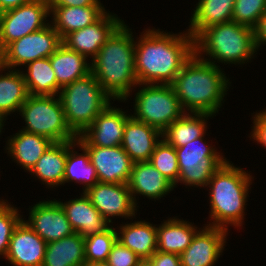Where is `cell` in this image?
<instances>
[{
	"instance_id": "6da1fadb",
	"label": "cell",
	"mask_w": 266,
	"mask_h": 266,
	"mask_svg": "<svg viewBox=\"0 0 266 266\" xmlns=\"http://www.w3.org/2000/svg\"><path fill=\"white\" fill-rule=\"evenodd\" d=\"M154 30H145L135 42V75L139 85H171L195 53L194 38Z\"/></svg>"
},
{
	"instance_id": "7a4b0ae2",
	"label": "cell",
	"mask_w": 266,
	"mask_h": 266,
	"mask_svg": "<svg viewBox=\"0 0 266 266\" xmlns=\"http://www.w3.org/2000/svg\"><path fill=\"white\" fill-rule=\"evenodd\" d=\"M201 56L194 53L171 85L184 111L214 115L222 105L230 82L220 66L206 62Z\"/></svg>"
},
{
	"instance_id": "3957f363",
	"label": "cell",
	"mask_w": 266,
	"mask_h": 266,
	"mask_svg": "<svg viewBox=\"0 0 266 266\" xmlns=\"http://www.w3.org/2000/svg\"><path fill=\"white\" fill-rule=\"evenodd\" d=\"M122 24L91 60V72L113 100L125 101L138 85L135 75V42L132 32Z\"/></svg>"
},
{
	"instance_id": "277c9868",
	"label": "cell",
	"mask_w": 266,
	"mask_h": 266,
	"mask_svg": "<svg viewBox=\"0 0 266 266\" xmlns=\"http://www.w3.org/2000/svg\"><path fill=\"white\" fill-rule=\"evenodd\" d=\"M252 175L235 167L228 160L211 176L210 218L208 226L227 229V224L241 226Z\"/></svg>"
},
{
	"instance_id": "5b68a950",
	"label": "cell",
	"mask_w": 266,
	"mask_h": 266,
	"mask_svg": "<svg viewBox=\"0 0 266 266\" xmlns=\"http://www.w3.org/2000/svg\"><path fill=\"white\" fill-rule=\"evenodd\" d=\"M194 50L196 55H209V60L205 61L212 64L216 63L213 59L222 63L243 64L249 62L258 49L254 30L231 21L204 29L194 39Z\"/></svg>"
},
{
	"instance_id": "8992f818",
	"label": "cell",
	"mask_w": 266,
	"mask_h": 266,
	"mask_svg": "<svg viewBox=\"0 0 266 266\" xmlns=\"http://www.w3.org/2000/svg\"><path fill=\"white\" fill-rule=\"evenodd\" d=\"M59 98L68 127L81 135L110 105V96L103 90L93 73L61 88Z\"/></svg>"
},
{
	"instance_id": "52a82bcc",
	"label": "cell",
	"mask_w": 266,
	"mask_h": 266,
	"mask_svg": "<svg viewBox=\"0 0 266 266\" xmlns=\"http://www.w3.org/2000/svg\"><path fill=\"white\" fill-rule=\"evenodd\" d=\"M29 133L44 136L53 142L76 140L77 136L68 127L61 100L54 95H29L20 111Z\"/></svg>"
},
{
	"instance_id": "ba28073f",
	"label": "cell",
	"mask_w": 266,
	"mask_h": 266,
	"mask_svg": "<svg viewBox=\"0 0 266 266\" xmlns=\"http://www.w3.org/2000/svg\"><path fill=\"white\" fill-rule=\"evenodd\" d=\"M144 86L136 93L135 113L131 116L163 132L186 111L183 110L172 85L145 84Z\"/></svg>"
},
{
	"instance_id": "9c48e42d",
	"label": "cell",
	"mask_w": 266,
	"mask_h": 266,
	"mask_svg": "<svg viewBox=\"0 0 266 266\" xmlns=\"http://www.w3.org/2000/svg\"><path fill=\"white\" fill-rule=\"evenodd\" d=\"M204 135L176 149L179 180L185 186L207 187L211 176L226 162L203 140Z\"/></svg>"
},
{
	"instance_id": "30bf717a",
	"label": "cell",
	"mask_w": 266,
	"mask_h": 266,
	"mask_svg": "<svg viewBox=\"0 0 266 266\" xmlns=\"http://www.w3.org/2000/svg\"><path fill=\"white\" fill-rule=\"evenodd\" d=\"M62 44L59 33L49 23L44 28L10 43L0 53V64L12 69L16 66L50 57Z\"/></svg>"
},
{
	"instance_id": "8fae6325",
	"label": "cell",
	"mask_w": 266,
	"mask_h": 266,
	"mask_svg": "<svg viewBox=\"0 0 266 266\" xmlns=\"http://www.w3.org/2000/svg\"><path fill=\"white\" fill-rule=\"evenodd\" d=\"M50 8L47 0H31L14 9L0 14V53L12 42L36 32L45 23Z\"/></svg>"
},
{
	"instance_id": "7c38bea8",
	"label": "cell",
	"mask_w": 266,
	"mask_h": 266,
	"mask_svg": "<svg viewBox=\"0 0 266 266\" xmlns=\"http://www.w3.org/2000/svg\"><path fill=\"white\" fill-rule=\"evenodd\" d=\"M130 117L122 109L111 107L110 104L76 140L81 146H121L124 126Z\"/></svg>"
},
{
	"instance_id": "4fadbf2b",
	"label": "cell",
	"mask_w": 266,
	"mask_h": 266,
	"mask_svg": "<svg viewBox=\"0 0 266 266\" xmlns=\"http://www.w3.org/2000/svg\"><path fill=\"white\" fill-rule=\"evenodd\" d=\"M85 194L109 223H112L110 216H135L137 209L128 184L97 182Z\"/></svg>"
},
{
	"instance_id": "5bb4252c",
	"label": "cell",
	"mask_w": 266,
	"mask_h": 266,
	"mask_svg": "<svg viewBox=\"0 0 266 266\" xmlns=\"http://www.w3.org/2000/svg\"><path fill=\"white\" fill-rule=\"evenodd\" d=\"M123 23L125 22L117 15L105 12L96 22L68 34L62 43L70 50L85 57L90 56L93 60L100 48Z\"/></svg>"
},
{
	"instance_id": "9a60e30c",
	"label": "cell",
	"mask_w": 266,
	"mask_h": 266,
	"mask_svg": "<svg viewBox=\"0 0 266 266\" xmlns=\"http://www.w3.org/2000/svg\"><path fill=\"white\" fill-rule=\"evenodd\" d=\"M89 153L98 181L128 184L134 162L122 146H82Z\"/></svg>"
},
{
	"instance_id": "2e32d148",
	"label": "cell",
	"mask_w": 266,
	"mask_h": 266,
	"mask_svg": "<svg viewBox=\"0 0 266 266\" xmlns=\"http://www.w3.org/2000/svg\"><path fill=\"white\" fill-rule=\"evenodd\" d=\"M29 213V220L25 222L46 243L75 233L57 200L40 201L31 207Z\"/></svg>"
},
{
	"instance_id": "e0dca14e",
	"label": "cell",
	"mask_w": 266,
	"mask_h": 266,
	"mask_svg": "<svg viewBox=\"0 0 266 266\" xmlns=\"http://www.w3.org/2000/svg\"><path fill=\"white\" fill-rule=\"evenodd\" d=\"M227 230L205 226L180 256L182 266H213L224 250Z\"/></svg>"
},
{
	"instance_id": "ac0fdd59",
	"label": "cell",
	"mask_w": 266,
	"mask_h": 266,
	"mask_svg": "<svg viewBox=\"0 0 266 266\" xmlns=\"http://www.w3.org/2000/svg\"><path fill=\"white\" fill-rule=\"evenodd\" d=\"M47 243L22 220L15 228L5 258L14 266H42Z\"/></svg>"
},
{
	"instance_id": "d6986e66",
	"label": "cell",
	"mask_w": 266,
	"mask_h": 266,
	"mask_svg": "<svg viewBox=\"0 0 266 266\" xmlns=\"http://www.w3.org/2000/svg\"><path fill=\"white\" fill-rule=\"evenodd\" d=\"M162 132L155 127L137 121L132 116L126 121L121 146L135 162L149 161Z\"/></svg>"
},
{
	"instance_id": "ffe728a7",
	"label": "cell",
	"mask_w": 266,
	"mask_h": 266,
	"mask_svg": "<svg viewBox=\"0 0 266 266\" xmlns=\"http://www.w3.org/2000/svg\"><path fill=\"white\" fill-rule=\"evenodd\" d=\"M57 202L63 208L73 230L83 238L103 233L110 227V223L92 205L85 192L81 198H75L66 203Z\"/></svg>"
},
{
	"instance_id": "44dd1931",
	"label": "cell",
	"mask_w": 266,
	"mask_h": 266,
	"mask_svg": "<svg viewBox=\"0 0 266 266\" xmlns=\"http://www.w3.org/2000/svg\"><path fill=\"white\" fill-rule=\"evenodd\" d=\"M128 187L137 206L135 194L146 196L149 199H161L175 186L149 161H144L133 164Z\"/></svg>"
},
{
	"instance_id": "7402d4cb",
	"label": "cell",
	"mask_w": 266,
	"mask_h": 266,
	"mask_svg": "<svg viewBox=\"0 0 266 266\" xmlns=\"http://www.w3.org/2000/svg\"><path fill=\"white\" fill-rule=\"evenodd\" d=\"M53 15L52 26L63 40L71 32L96 22L105 12L102 5L85 7L49 6Z\"/></svg>"
},
{
	"instance_id": "603a6c76",
	"label": "cell",
	"mask_w": 266,
	"mask_h": 266,
	"mask_svg": "<svg viewBox=\"0 0 266 266\" xmlns=\"http://www.w3.org/2000/svg\"><path fill=\"white\" fill-rule=\"evenodd\" d=\"M52 143L44 136L21 130L8 140L7 150L16 163L30 172Z\"/></svg>"
},
{
	"instance_id": "cb8c5ba5",
	"label": "cell",
	"mask_w": 266,
	"mask_h": 266,
	"mask_svg": "<svg viewBox=\"0 0 266 266\" xmlns=\"http://www.w3.org/2000/svg\"><path fill=\"white\" fill-rule=\"evenodd\" d=\"M49 58L60 88L91 73V64L87 63V57L70 50L63 43Z\"/></svg>"
},
{
	"instance_id": "d4e9b609",
	"label": "cell",
	"mask_w": 266,
	"mask_h": 266,
	"mask_svg": "<svg viewBox=\"0 0 266 266\" xmlns=\"http://www.w3.org/2000/svg\"><path fill=\"white\" fill-rule=\"evenodd\" d=\"M155 226L141 220L125 224L120 226L117 239L142 260H148L157 251V227Z\"/></svg>"
},
{
	"instance_id": "484cf974",
	"label": "cell",
	"mask_w": 266,
	"mask_h": 266,
	"mask_svg": "<svg viewBox=\"0 0 266 266\" xmlns=\"http://www.w3.org/2000/svg\"><path fill=\"white\" fill-rule=\"evenodd\" d=\"M235 0H199L188 33L195 39L204 29L231 22Z\"/></svg>"
},
{
	"instance_id": "4316f807",
	"label": "cell",
	"mask_w": 266,
	"mask_h": 266,
	"mask_svg": "<svg viewBox=\"0 0 266 266\" xmlns=\"http://www.w3.org/2000/svg\"><path fill=\"white\" fill-rule=\"evenodd\" d=\"M85 262L84 238L75 232L47 243L42 266H82Z\"/></svg>"
},
{
	"instance_id": "83f0119b",
	"label": "cell",
	"mask_w": 266,
	"mask_h": 266,
	"mask_svg": "<svg viewBox=\"0 0 266 266\" xmlns=\"http://www.w3.org/2000/svg\"><path fill=\"white\" fill-rule=\"evenodd\" d=\"M197 227L174 217L157 227V250L180 255L192 242Z\"/></svg>"
},
{
	"instance_id": "f1b7e54d",
	"label": "cell",
	"mask_w": 266,
	"mask_h": 266,
	"mask_svg": "<svg viewBox=\"0 0 266 266\" xmlns=\"http://www.w3.org/2000/svg\"><path fill=\"white\" fill-rule=\"evenodd\" d=\"M0 119L4 121L11 112L20 111L21 106L27 100L29 93L22 75V71L6 69L0 64Z\"/></svg>"
},
{
	"instance_id": "f546056e",
	"label": "cell",
	"mask_w": 266,
	"mask_h": 266,
	"mask_svg": "<svg viewBox=\"0 0 266 266\" xmlns=\"http://www.w3.org/2000/svg\"><path fill=\"white\" fill-rule=\"evenodd\" d=\"M66 159L67 141L53 142L30 172L50 187L60 186L63 184Z\"/></svg>"
},
{
	"instance_id": "4dcf8cb0",
	"label": "cell",
	"mask_w": 266,
	"mask_h": 266,
	"mask_svg": "<svg viewBox=\"0 0 266 266\" xmlns=\"http://www.w3.org/2000/svg\"><path fill=\"white\" fill-rule=\"evenodd\" d=\"M211 116L196 113L191 115L186 112L162 132V138L174 148L185 146L206 133V119Z\"/></svg>"
},
{
	"instance_id": "1f68e13d",
	"label": "cell",
	"mask_w": 266,
	"mask_h": 266,
	"mask_svg": "<svg viewBox=\"0 0 266 266\" xmlns=\"http://www.w3.org/2000/svg\"><path fill=\"white\" fill-rule=\"evenodd\" d=\"M77 144L78 147L82 149L83 154L78 155L77 152L74 151L73 147ZM70 181L84 184L85 188L83 189V192H86L99 182L95 168L91 163L89 153L77 142V140L67 141V159L63 183L65 184Z\"/></svg>"
},
{
	"instance_id": "d6a6232c",
	"label": "cell",
	"mask_w": 266,
	"mask_h": 266,
	"mask_svg": "<svg viewBox=\"0 0 266 266\" xmlns=\"http://www.w3.org/2000/svg\"><path fill=\"white\" fill-rule=\"evenodd\" d=\"M25 66H28V74L22 71V75L29 95L58 96L61 88L58 86L49 57L34 60Z\"/></svg>"
},
{
	"instance_id": "836d02e7",
	"label": "cell",
	"mask_w": 266,
	"mask_h": 266,
	"mask_svg": "<svg viewBox=\"0 0 266 266\" xmlns=\"http://www.w3.org/2000/svg\"><path fill=\"white\" fill-rule=\"evenodd\" d=\"M149 162L174 186L179 180L176 149L164 139L156 145Z\"/></svg>"
},
{
	"instance_id": "e575fe53",
	"label": "cell",
	"mask_w": 266,
	"mask_h": 266,
	"mask_svg": "<svg viewBox=\"0 0 266 266\" xmlns=\"http://www.w3.org/2000/svg\"><path fill=\"white\" fill-rule=\"evenodd\" d=\"M117 230L113 226L103 233H97L84 238L86 262L107 261L112 245L117 240Z\"/></svg>"
},
{
	"instance_id": "d590c367",
	"label": "cell",
	"mask_w": 266,
	"mask_h": 266,
	"mask_svg": "<svg viewBox=\"0 0 266 266\" xmlns=\"http://www.w3.org/2000/svg\"><path fill=\"white\" fill-rule=\"evenodd\" d=\"M265 11L266 0H235L232 21L254 29Z\"/></svg>"
},
{
	"instance_id": "8d00e7d4",
	"label": "cell",
	"mask_w": 266,
	"mask_h": 266,
	"mask_svg": "<svg viewBox=\"0 0 266 266\" xmlns=\"http://www.w3.org/2000/svg\"><path fill=\"white\" fill-rule=\"evenodd\" d=\"M18 212L16 208L4 200L0 202V255L3 257L6 256L15 228L23 220Z\"/></svg>"
},
{
	"instance_id": "74e56055",
	"label": "cell",
	"mask_w": 266,
	"mask_h": 266,
	"mask_svg": "<svg viewBox=\"0 0 266 266\" xmlns=\"http://www.w3.org/2000/svg\"><path fill=\"white\" fill-rule=\"evenodd\" d=\"M142 261L133 251L124 246L118 239L112 245L107 262L112 266H138Z\"/></svg>"
},
{
	"instance_id": "f35d334b",
	"label": "cell",
	"mask_w": 266,
	"mask_h": 266,
	"mask_svg": "<svg viewBox=\"0 0 266 266\" xmlns=\"http://www.w3.org/2000/svg\"><path fill=\"white\" fill-rule=\"evenodd\" d=\"M253 118L254 127L251 137L266 148V110L256 113Z\"/></svg>"
},
{
	"instance_id": "ab89813d",
	"label": "cell",
	"mask_w": 266,
	"mask_h": 266,
	"mask_svg": "<svg viewBox=\"0 0 266 266\" xmlns=\"http://www.w3.org/2000/svg\"><path fill=\"white\" fill-rule=\"evenodd\" d=\"M148 261L152 266H182L178 254L158 250L148 259Z\"/></svg>"
},
{
	"instance_id": "60d3db41",
	"label": "cell",
	"mask_w": 266,
	"mask_h": 266,
	"mask_svg": "<svg viewBox=\"0 0 266 266\" xmlns=\"http://www.w3.org/2000/svg\"><path fill=\"white\" fill-rule=\"evenodd\" d=\"M49 6H71L85 7L91 5H102L100 0H47Z\"/></svg>"
},
{
	"instance_id": "b9f144b4",
	"label": "cell",
	"mask_w": 266,
	"mask_h": 266,
	"mask_svg": "<svg viewBox=\"0 0 266 266\" xmlns=\"http://www.w3.org/2000/svg\"><path fill=\"white\" fill-rule=\"evenodd\" d=\"M254 30V37H255V44L257 49L261 44H266V11L260 17L258 24L255 26Z\"/></svg>"
},
{
	"instance_id": "7bdbcfd3",
	"label": "cell",
	"mask_w": 266,
	"mask_h": 266,
	"mask_svg": "<svg viewBox=\"0 0 266 266\" xmlns=\"http://www.w3.org/2000/svg\"><path fill=\"white\" fill-rule=\"evenodd\" d=\"M31 0H0L1 13L19 7Z\"/></svg>"
},
{
	"instance_id": "ee69618b",
	"label": "cell",
	"mask_w": 266,
	"mask_h": 266,
	"mask_svg": "<svg viewBox=\"0 0 266 266\" xmlns=\"http://www.w3.org/2000/svg\"><path fill=\"white\" fill-rule=\"evenodd\" d=\"M82 266H112L107 261L85 262Z\"/></svg>"
},
{
	"instance_id": "f6af8a7d",
	"label": "cell",
	"mask_w": 266,
	"mask_h": 266,
	"mask_svg": "<svg viewBox=\"0 0 266 266\" xmlns=\"http://www.w3.org/2000/svg\"><path fill=\"white\" fill-rule=\"evenodd\" d=\"M138 266H152V264L148 260H142Z\"/></svg>"
},
{
	"instance_id": "bcb514c9",
	"label": "cell",
	"mask_w": 266,
	"mask_h": 266,
	"mask_svg": "<svg viewBox=\"0 0 266 266\" xmlns=\"http://www.w3.org/2000/svg\"><path fill=\"white\" fill-rule=\"evenodd\" d=\"M4 126V122L0 119V134H1V132H2V127Z\"/></svg>"
}]
</instances>
